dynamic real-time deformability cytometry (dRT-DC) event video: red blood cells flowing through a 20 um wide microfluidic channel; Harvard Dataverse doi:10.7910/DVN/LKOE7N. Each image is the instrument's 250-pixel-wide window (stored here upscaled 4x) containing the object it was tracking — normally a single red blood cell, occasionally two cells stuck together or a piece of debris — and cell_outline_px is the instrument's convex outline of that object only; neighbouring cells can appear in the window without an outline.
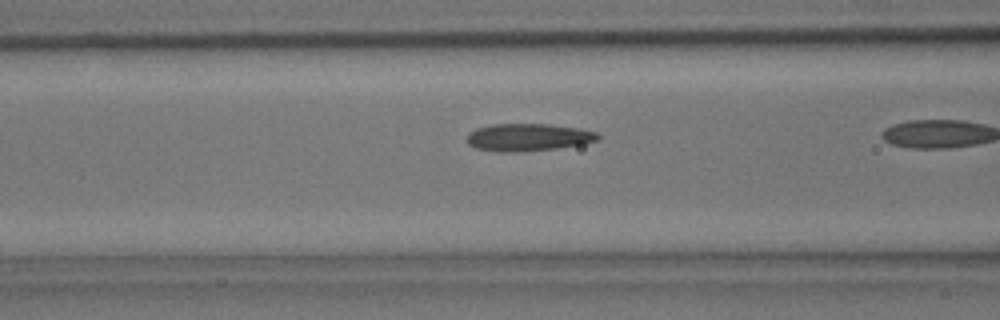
{"species": "common noctule bat (a hibernating species)", "species_latin": "Nyctalus noctula", "temperature_condition": "room temperature", "stored_images_in_passage": 18, "camera_frame_rate_fps": 3000, "um_per_image_px": 0.085, "animal": {"sex": "male", "body_mass_g": 15.6}, "frame": {"image": 1, "passage_image": 16, "time_ms": 5.0, "image_size_px": [1000, 320], "cell_outline_px": [[600, 136], [596, 140], [580, 144], [556, 148], [520, 152], [496, 152], [476, 148], [468, 144], [468, 132], [476, 128], [492, 124], [548, 124], [580, 128], [596, 132]], "centroid_in_image_um": [44.85, 11.67], "position_along_channel_um": 121.8, "area_um2": 20.92}}